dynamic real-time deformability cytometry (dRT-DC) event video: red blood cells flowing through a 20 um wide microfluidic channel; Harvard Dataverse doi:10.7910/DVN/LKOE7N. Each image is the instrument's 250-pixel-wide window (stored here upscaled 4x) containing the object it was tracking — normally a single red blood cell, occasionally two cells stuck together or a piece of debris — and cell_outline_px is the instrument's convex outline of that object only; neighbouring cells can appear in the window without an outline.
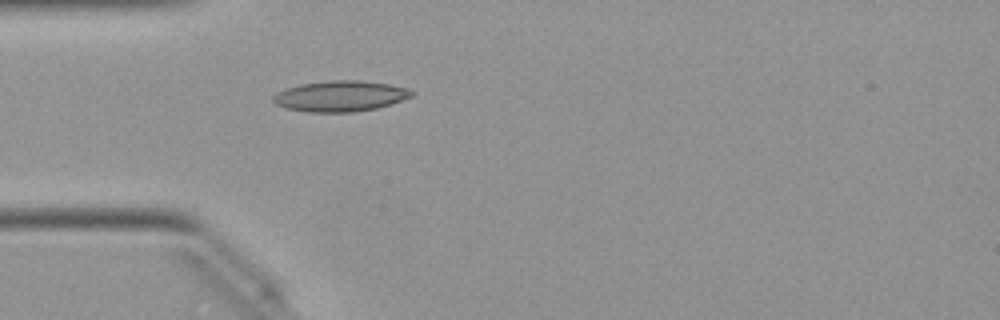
{"species": "Egyptian fruit bat (a non-hibernating species)", "species_latin": "Rousettus aegyptiacus", "temperature_condition": "warm", "stored_images_in_passage": 37, "camera_frame_rate_fps": 3000, "um_per_image_px": 0.085, "animal": {"sex": "female"}, "frame": {"image": 1, "passage_image": 1, "time_ms": 0.0, "image_size_px": [1000, 320], "cell_outline_px": [[412, 96], [376, 108], [356, 112], [308, 112], [288, 108], [276, 104], [272, 100], [272, 96], [276, 92], [300, 84], [332, 80], [360, 80], [388, 84], [408, 88], [412, 92]], "centroid_in_image_um": [28.89, 8.17], "position_along_channel_um": 56.1, "area_um2": 24.57}}
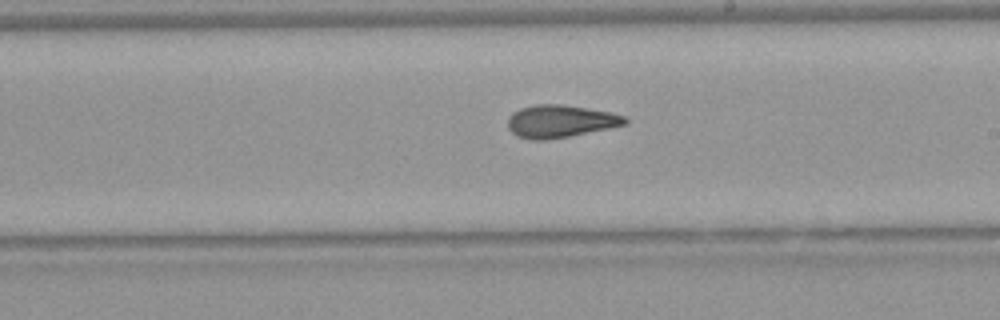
{"frame": {"image": 2, "passage_image": 15, "time_ms": 4.667, "image_size_px": [1000, 320], "cell_outline_px": [[628, 124], [568, 136], [544, 140], [532, 140], [516, 136], [508, 128], [508, 116], [512, 112], [520, 108], [536, 104], [560, 104], [608, 112], [624, 116], [628, 120]], "centroid_in_image_um": [47.57, 10.31], "position_along_channel_um": 241.4, "area_um2": 22.02}}
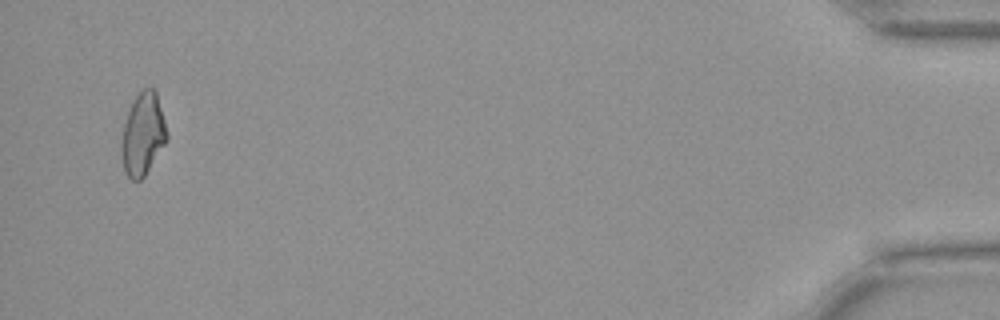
{"frame": {"image": 3, "passage_image": 35, "time_ms": 11.333, "image_size_px": [1000, 320], "cell_outline_px": [[168, 140], [144, 176], [140, 180], [132, 180], [124, 172], [120, 152], [120, 144], [124, 124], [128, 112], [136, 96], [144, 88], [152, 88], [156, 92], [164, 120], [168, 136]], "centroid_in_image_um": [12.13, 11.45], "position_along_channel_um": 423.1, "area_um2": 21.68}, "authors_computed_cell_mechanics": {"area_um2": 21.9062, "velocity_mm_per_s": 4.0552, "shape_relaxation_time_tau1_ms": null, "shape_relaxation_time_tau2_ms": 2.6471, "deformation_change_tau1": null, "deformation_change_tau2": 0.0988}}